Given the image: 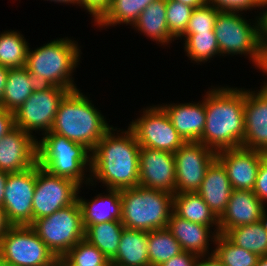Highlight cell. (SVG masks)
<instances>
[{
	"label": "cell",
	"instance_id": "obj_1",
	"mask_svg": "<svg viewBox=\"0 0 267 266\" xmlns=\"http://www.w3.org/2000/svg\"><path fill=\"white\" fill-rule=\"evenodd\" d=\"M139 150L140 145L129 127L121 130L112 126L91 152L88 185L99 181L107 189L118 190L138 186Z\"/></svg>",
	"mask_w": 267,
	"mask_h": 266
},
{
	"label": "cell",
	"instance_id": "obj_2",
	"mask_svg": "<svg viewBox=\"0 0 267 266\" xmlns=\"http://www.w3.org/2000/svg\"><path fill=\"white\" fill-rule=\"evenodd\" d=\"M202 97L206 124L199 142L216 153L244 142L245 88L213 87Z\"/></svg>",
	"mask_w": 267,
	"mask_h": 266
},
{
	"label": "cell",
	"instance_id": "obj_3",
	"mask_svg": "<svg viewBox=\"0 0 267 266\" xmlns=\"http://www.w3.org/2000/svg\"><path fill=\"white\" fill-rule=\"evenodd\" d=\"M89 99L80 89L69 91L59 104L50 132L81 144L92 152L112 125Z\"/></svg>",
	"mask_w": 267,
	"mask_h": 266
},
{
	"label": "cell",
	"instance_id": "obj_4",
	"mask_svg": "<svg viewBox=\"0 0 267 266\" xmlns=\"http://www.w3.org/2000/svg\"><path fill=\"white\" fill-rule=\"evenodd\" d=\"M80 48L78 42L68 37L56 38L35 50L28 48L25 68L39 85L76 90L72 76L80 63Z\"/></svg>",
	"mask_w": 267,
	"mask_h": 266
},
{
	"label": "cell",
	"instance_id": "obj_5",
	"mask_svg": "<svg viewBox=\"0 0 267 266\" xmlns=\"http://www.w3.org/2000/svg\"><path fill=\"white\" fill-rule=\"evenodd\" d=\"M37 148L38 164L50 174L73 180L80 187L90 183L85 173L91 171V152L83 145L48 132L37 140Z\"/></svg>",
	"mask_w": 267,
	"mask_h": 266
},
{
	"label": "cell",
	"instance_id": "obj_6",
	"mask_svg": "<svg viewBox=\"0 0 267 266\" xmlns=\"http://www.w3.org/2000/svg\"><path fill=\"white\" fill-rule=\"evenodd\" d=\"M121 223L127 229L153 231L166 228L173 213V195L141 186L121 189Z\"/></svg>",
	"mask_w": 267,
	"mask_h": 266
},
{
	"label": "cell",
	"instance_id": "obj_7",
	"mask_svg": "<svg viewBox=\"0 0 267 266\" xmlns=\"http://www.w3.org/2000/svg\"><path fill=\"white\" fill-rule=\"evenodd\" d=\"M242 14L220 11L217 15L214 32L220 55L224 57L238 54L248 56L253 66L261 70L264 55L259 41V19L255 17V20L251 22Z\"/></svg>",
	"mask_w": 267,
	"mask_h": 266
},
{
	"label": "cell",
	"instance_id": "obj_8",
	"mask_svg": "<svg viewBox=\"0 0 267 266\" xmlns=\"http://www.w3.org/2000/svg\"><path fill=\"white\" fill-rule=\"evenodd\" d=\"M56 257L64 256L84 239L82 211L78 200L30 225Z\"/></svg>",
	"mask_w": 267,
	"mask_h": 266
},
{
	"label": "cell",
	"instance_id": "obj_9",
	"mask_svg": "<svg viewBox=\"0 0 267 266\" xmlns=\"http://www.w3.org/2000/svg\"><path fill=\"white\" fill-rule=\"evenodd\" d=\"M69 92L56 85H39L14 112L15 127L32 135L50 132L62 98Z\"/></svg>",
	"mask_w": 267,
	"mask_h": 266
},
{
	"label": "cell",
	"instance_id": "obj_10",
	"mask_svg": "<svg viewBox=\"0 0 267 266\" xmlns=\"http://www.w3.org/2000/svg\"><path fill=\"white\" fill-rule=\"evenodd\" d=\"M0 255L13 266H46L57 258L30 225L12 226L0 239Z\"/></svg>",
	"mask_w": 267,
	"mask_h": 266
},
{
	"label": "cell",
	"instance_id": "obj_11",
	"mask_svg": "<svg viewBox=\"0 0 267 266\" xmlns=\"http://www.w3.org/2000/svg\"><path fill=\"white\" fill-rule=\"evenodd\" d=\"M141 113L128 126L140 146L174 153L185 143L159 104L144 108Z\"/></svg>",
	"mask_w": 267,
	"mask_h": 266
},
{
	"label": "cell",
	"instance_id": "obj_12",
	"mask_svg": "<svg viewBox=\"0 0 267 266\" xmlns=\"http://www.w3.org/2000/svg\"><path fill=\"white\" fill-rule=\"evenodd\" d=\"M80 188L73 180L52 175L37 163L32 200L33 222L73 204L81 192Z\"/></svg>",
	"mask_w": 267,
	"mask_h": 266
},
{
	"label": "cell",
	"instance_id": "obj_13",
	"mask_svg": "<svg viewBox=\"0 0 267 266\" xmlns=\"http://www.w3.org/2000/svg\"><path fill=\"white\" fill-rule=\"evenodd\" d=\"M217 153L201 142H185L174 152L176 193H194L200 188L206 171Z\"/></svg>",
	"mask_w": 267,
	"mask_h": 266
},
{
	"label": "cell",
	"instance_id": "obj_14",
	"mask_svg": "<svg viewBox=\"0 0 267 266\" xmlns=\"http://www.w3.org/2000/svg\"><path fill=\"white\" fill-rule=\"evenodd\" d=\"M35 184L36 165L22 172L8 173L2 208L13 226L33 223Z\"/></svg>",
	"mask_w": 267,
	"mask_h": 266
},
{
	"label": "cell",
	"instance_id": "obj_15",
	"mask_svg": "<svg viewBox=\"0 0 267 266\" xmlns=\"http://www.w3.org/2000/svg\"><path fill=\"white\" fill-rule=\"evenodd\" d=\"M139 186L175 194L174 153L140 146Z\"/></svg>",
	"mask_w": 267,
	"mask_h": 266
},
{
	"label": "cell",
	"instance_id": "obj_16",
	"mask_svg": "<svg viewBox=\"0 0 267 266\" xmlns=\"http://www.w3.org/2000/svg\"><path fill=\"white\" fill-rule=\"evenodd\" d=\"M264 153L241 146L217 152L216 159L224 166L233 190L253 191Z\"/></svg>",
	"mask_w": 267,
	"mask_h": 266
},
{
	"label": "cell",
	"instance_id": "obj_17",
	"mask_svg": "<svg viewBox=\"0 0 267 266\" xmlns=\"http://www.w3.org/2000/svg\"><path fill=\"white\" fill-rule=\"evenodd\" d=\"M36 136L19 128H13L0 140V170L17 173L38 163Z\"/></svg>",
	"mask_w": 267,
	"mask_h": 266
},
{
	"label": "cell",
	"instance_id": "obj_18",
	"mask_svg": "<svg viewBox=\"0 0 267 266\" xmlns=\"http://www.w3.org/2000/svg\"><path fill=\"white\" fill-rule=\"evenodd\" d=\"M242 147L267 153V88H245L244 142Z\"/></svg>",
	"mask_w": 267,
	"mask_h": 266
},
{
	"label": "cell",
	"instance_id": "obj_19",
	"mask_svg": "<svg viewBox=\"0 0 267 266\" xmlns=\"http://www.w3.org/2000/svg\"><path fill=\"white\" fill-rule=\"evenodd\" d=\"M265 206L252 190H233L219 218V233L226 234L232 228L259 222Z\"/></svg>",
	"mask_w": 267,
	"mask_h": 266
},
{
	"label": "cell",
	"instance_id": "obj_20",
	"mask_svg": "<svg viewBox=\"0 0 267 266\" xmlns=\"http://www.w3.org/2000/svg\"><path fill=\"white\" fill-rule=\"evenodd\" d=\"M160 106L185 142L200 141L206 124L204 99L197 103H163Z\"/></svg>",
	"mask_w": 267,
	"mask_h": 266
},
{
	"label": "cell",
	"instance_id": "obj_21",
	"mask_svg": "<svg viewBox=\"0 0 267 266\" xmlns=\"http://www.w3.org/2000/svg\"><path fill=\"white\" fill-rule=\"evenodd\" d=\"M179 242L183 251L195 253L199 256L212 254L209 245L215 242L217 234L209 226L193 223L177 216L174 212L166 227ZM212 234V235H211Z\"/></svg>",
	"mask_w": 267,
	"mask_h": 266
},
{
	"label": "cell",
	"instance_id": "obj_22",
	"mask_svg": "<svg viewBox=\"0 0 267 266\" xmlns=\"http://www.w3.org/2000/svg\"><path fill=\"white\" fill-rule=\"evenodd\" d=\"M233 191L224 166L215 159L206 171L205 177L197 193L220 218L227 208Z\"/></svg>",
	"mask_w": 267,
	"mask_h": 266
},
{
	"label": "cell",
	"instance_id": "obj_23",
	"mask_svg": "<svg viewBox=\"0 0 267 266\" xmlns=\"http://www.w3.org/2000/svg\"><path fill=\"white\" fill-rule=\"evenodd\" d=\"M107 194L96 195L91 200L77 195L78 203L82 211V223L84 230L89 225L109 221H121L122 201L121 192L118 189H105Z\"/></svg>",
	"mask_w": 267,
	"mask_h": 266
},
{
	"label": "cell",
	"instance_id": "obj_24",
	"mask_svg": "<svg viewBox=\"0 0 267 266\" xmlns=\"http://www.w3.org/2000/svg\"><path fill=\"white\" fill-rule=\"evenodd\" d=\"M166 0H157L149 4L132 26L134 30L144 33L156 44L170 45L174 37L170 34L166 21Z\"/></svg>",
	"mask_w": 267,
	"mask_h": 266
},
{
	"label": "cell",
	"instance_id": "obj_25",
	"mask_svg": "<svg viewBox=\"0 0 267 266\" xmlns=\"http://www.w3.org/2000/svg\"><path fill=\"white\" fill-rule=\"evenodd\" d=\"M148 232L124 228L116 256L110 261L120 266H149Z\"/></svg>",
	"mask_w": 267,
	"mask_h": 266
},
{
	"label": "cell",
	"instance_id": "obj_26",
	"mask_svg": "<svg viewBox=\"0 0 267 266\" xmlns=\"http://www.w3.org/2000/svg\"><path fill=\"white\" fill-rule=\"evenodd\" d=\"M173 212L193 223L215 227L214 232L219 234V218L197 193H176L173 195Z\"/></svg>",
	"mask_w": 267,
	"mask_h": 266
},
{
	"label": "cell",
	"instance_id": "obj_27",
	"mask_svg": "<svg viewBox=\"0 0 267 266\" xmlns=\"http://www.w3.org/2000/svg\"><path fill=\"white\" fill-rule=\"evenodd\" d=\"M38 86L25 67L9 69L0 107L15 112Z\"/></svg>",
	"mask_w": 267,
	"mask_h": 266
},
{
	"label": "cell",
	"instance_id": "obj_28",
	"mask_svg": "<svg viewBox=\"0 0 267 266\" xmlns=\"http://www.w3.org/2000/svg\"><path fill=\"white\" fill-rule=\"evenodd\" d=\"M124 228L121 221L89 225L84 230V239L96 246L111 261L117 254Z\"/></svg>",
	"mask_w": 267,
	"mask_h": 266
},
{
	"label": "cell",
	"instance_id": "obj_29",
	"mask_svg": "<svg viewBox=\"0 0 267 266\" xmlns=\"http://www.w3.org/2000/svg\"><path fill=\"white\" fill-rule=\"evenodd\" d=\"M154 1L157 0H111L108 9L94 24L100 29L119 24L133 26L142 11Z\"/></svg>",
	"mask_w": 267,
	"mask_h": 266
},
{
	"label": "cell",
	"instance_id": "obj_30",
	"mask_svg": "<svg viewBox=\"0 0 267 266\" xmlns=\"http://www.w3.org/2000/svg\"><path fill=\"white\" fill-rule=\"evenodd\" d=\"M147 242L149 266H159L183 251L167 228L149 231Z\"/></svg>",
	"mask_w": 267,
	"mask_h": 266
},
{
	"label": "cell",
	"instance_id": "obj_31",
	"mask_svg": "<svg viewBox=\"0 0 267 266\" xmlns=\"http://www.w3.org/2000/svg\"><path fill=\"white\" fill-rule=\"evenodd\" d=\"M28 44L18 31L0 33V65L9 69L25 67Z\"/></svg>",
	"mask_w": 267,
	"mask_h": 266
},
{
	"label": "cell",
	"instance_id": "obj_32",
	"mask_svg": "<svg viewBox=\"0 0 267 266\" xmlns=\"http://www.w3.org/2000/svg\"><path fill=\"white\" fill-rule=\"evenodd\" d=\"M225 235L235 245L259 257L267 255V232L260 221L232 228Z\"/></svg>",
	"mask_w": 267,
	"mask_h": 266
},
{
	"label": "cell",
	"instance_id": "obj_33",
	"mask_svg": "<svg viewBox=\"0 0 267 266\" xmlns=\"http://www.w3.org/2000/svg\"><path fill=\"white\" fill-rule=\"evenodd\" d=\"M185 42L183 45L186 56L193 63H206L211 58L220 55L219 46L215 32H199L196 34H183L181 36ZM206 61V62H205Z\"/></svg>",
	"mask_w": 267,
	"mask_h": 266
},
{
	"label": "cell",
	"instance_id": "obj_34",
	"mask_svg": "<svg viewBox=\"0 0 267 266\" xmlns=\"http://www.w3.org/2000/svg\"><path fill=\"white\" fill-rule=\"evenodd\" d=\"M214 240V253L224 266H256L259 256L235 245L225 234Z\"/></svg>",
	"mask_w": 267,
	"mask_h": 266
},
{
	"label": "cell",
	"instance_id": "obj_35",
	"mask_svg": "<svg viewBox=\"0 0 267 266\" xmlns=\"http://www.w3.org/2000/svg\"><path fill=\"white\" fill-rule=\"evenodd\" d=\"M63 266L109 265L107 257L86 239L79 241L64 256Z\"/></svg>",
	"mask_w": 267,
	"mask_h": 266
},
{
	"label": "cell",
	"instance_id": "obj_36",
	"mask_svg": "<svg viewBox=\"0 0 267 266\" xmlns=\"http://www.w3.org/2000/svg\"><path fill=\"white\" fill-rule=\"evenodd\" d=\"M195 8L175 0H166V21L170 34L178 40L185 33ZM178 38V39H177Z\"/></svg>",
	"mask_w": 267,
	"mask_h": 266
},
{
	"label": "cell",
	"instance_id": "obj_37",
	"mask_svg": "<svg viewBox=\"0 0 267 266\" xmlns=\"http://www.w3.org/2000/svg\"><path fill=\"white\" fill-rule=\"evenodd\" d=\"M213 5L208 3L195 8L188 21L184 34H196L199 32H214V26L219 14Z\"/></svg>",
	"mask_w": 267,
	"mask_h": 266
},
{
	"label": "cell",
	"instance_id": "obj_38",
	"mask_svg": "<svg viewBox=\"0 0 267 266\" xmlns=\"http://www.w3.org/2000/svg\"><path fill=\"white\" fill-rule=\"evenodd\" d=\"M207 3L224 12L244 13L242 11L261 9V5L256 0H207Z\"/></svg>",
	"mask_w": 267,
	"mask_h": 266
},
{
	"label": "cell",
	"instance_id": "obj_39",
	"mask_svg": "<svg viewBox=\"0 0 267 266\" xmlns=\"http://www.w3.org/2000/svg\"><path fill=\"white\" fill-rule=\"evenodd\" d=\"M253 192L264 204L267 202V153L262 156Z\"/></svg>",
	"mask_w": 267,
	"mask_h": 266
},
{
	"label": "cell",
	"instance_id": "obj_40",
	"mask_svg": "<svg viewBox=\"0 0 267 266\" xmlns=\"http://www.w3.org/2000/svg\"><path fill=\"white\" fill-rule=\"evenodd\" d=\"M111 0H77V5L86 9L94 23L105 13Z\"/></svg>",
	"mask_w": 267,
	"mask_h": 266
},
{
	"label": "cell",
	"instance_id": "obj_41",
	"mask_svg": "<svg viewBox=\"0 0 267 266\" xmlns=\"http://www.w3.org/2000/svg\"><path fill=\"white\" fill-rule=\"evenodd\" d=\"M198 258L199 255L195 253L182 251L159 266H195Z\"/></svg>",
	"mask_w": 267,
	"mask_h": 266
},
{
	"label": "cell",
	"instance_id": "obj_42",
	"mask_svg": "<svg viewBox=\"0 0 267 266\" xmlns=\"http://www.w3.org/2000/svg\"><path fill=\"white\" fill-rule=\"evenodd\" d=\"M261 9L262 11L257 16L259 19V41L262 53L265 56L267 55V4L261 5Z\"/></svg>",
	"mask_w": 267,
	"mask_h": 266
},
{
	"label": "cell",
	"instance_id": "obj_43",
	"mask_svg": "<svg viewBox=\"0 0 267 266\" xmlns=\"http://www.w3.org/2000/svg\"><path fill=\"white\" fill-rule=\"evenodd\" d=\"M15 128L14 112L0 107V140Z\"/></svg>",
	"mask_w": 267,
	"mask_h": 266
},
{
	"label": "cell",
	"instance_id": "obj_44",
	"mask_svg": "<svg viewBox=\"0 0 267 266\" xmlns=\"http://www.w3.org/2000/svg\"><path fill=\"white\" fill-rule=\"evenodd\" d=\"M195 266H224V265L213 252L212 254L199 256Z\"/></svg>",
	"mask_w": 267,
	"mask_h": 266
},
{
	"label": "cell",
	"instance_id": "obj_45",
	"mask_svg": "<svg viewBox=\"0 0 267 266\" xmlns=\"http://www.w3.org/2000/svg\"><path fill=\"white\" fill-rule=\"evenodd\" d=\"M13 225L9 222L6 212L0 207V239L8 232Z\"/></svg>",
	"mask_w": 267,
	"mask_h": 266
},
{
	"label": "cell",
	"instance_id": "obj_46",
	"mask_svg": "<svg viewBox=\"0 0 267 266\" xmlns=\"http://www.w3.org/2000/svg\"><path fill=\"white\" fill-rule=\"evenodd\" d=\"M9 68L0 65V103L4 94Z\"/></svg>",
	"mask_w": 267,
	"mask_h": 266
},
{
	"label": "cell",
	"instance_id": "obj_47",
	"mask_svg": "<svg viewBox=\"0 0 267 266\" xmlns=\"http://www.w3.org/2000/svg\"><path fill=\"white\" fill-rule=\"evenodd\" d=\"M7 178H8V173L0 170V207L3 206Z\"/></svg>",
	"mask_w": 267,
	"mask_h": 266
},
{
	"label": "cell",
	"instance_id": "obj_48",
	"mask_svg": "<svg viewBox=\"0 0 267 266\" xmlns=\"http://www.w3.org/2000/svg\"><path fill=\"white\" fill-rule=\"evenodd\" d=\"M183 4L189 5L193 8H198L207 3V0H175Z\"/></svg>",
	"mask_w": 267,
	"mask_h": 266
},
{
	"label": "cell",
	"instance_id": "obj_49",
	"mask_svg": "<svg viewBox=\"0 0 267 266\" xmlns=\"http://www.w3.org/2000/svg\"><path fill=\"white\" fill-rule=\"evenodd\" d=\"M266 211L267 209L263 210L260 222L262 223L264 230L267 232V212Z\"/></svg>",
	"mask_w": 267,
	"mask_h": 266
},
{
	"label": "cell",
	"instance_id": "obj_50",
	"mask_svg": "<svg viewBox=\"0 0 267 266\" xmlns=\"http://www.w3.org/2000/svg\"><path fill=\"white\" fill-rule=\"evenodd\" d=\"M261 70L263 73H265V75H267V55L264 56V61ZM262 84L267 88L266 81H264Z\"/></svg>",
	"mask_w": 267,
	"mask_h": 266
},
{
	"label": "cell",
	"instance_id": "obj_51",
	"mask_svg": "<svg viewBox=\"0 0 267 266\" xmlns=\"http://www.w3.org/2000/svg\"><path fill=\"white\" fill-rule=\"evenodd\" d=\"M47 1H48V0H47ZM49 1H51V2H55V3L58 2V3H61V4L64 3V5H65V3L68 4V5H70V4H72V5H73V4H74V5L76 4V5H77V0H49Z\"/></svg>",
	"mask_w": 267,
	"mask_h": 266
},
{
	"label": "cell",
	"instance_id": "obj_52",
	"mask_svg": "<svg viewBox=\"0 0 267 266\" xmlns=\"http://www.w3.org/2000/svg\"><path fill=\"white\" fill-rule=\"evenodd\" d=\"M256 266H267V255L265 256H260Z\"/></svg>",
	"mask_w": 267,
	"mask_h": 266
},
{
	"label": "cell",
	"instance_id": "obj_53",
	"mask_svg": "<svg viewBox=\"0 0 267 266\" xmlns=\"http://www.w3.org/2000/svg\"><path fill=\"white\" fill-rule=\"evenodd\" d=\"M46 266H63L61 257H57L54 261H52L50 264Z\"/></svg>",
	"mask_w": 267,
	"mask_h": 266
},
{
	"label": "cell",
	"instance_id": "obj_54",
	"mask_svg": "<svg viewBox=\"0 0 267 266\" xmlns=\"http://www.w3.org/2000/svg\"><path fill=\"white\" fill-rule=\"evenodd\" d=\"M0 266H13V265L2 260L0 262Z\"/></svg>",
	"mask_w": 267,
	"mask_h": 266
},
{
	"label": "cell",
	"instance_id": "obj_55",
	"mask_svg": "<svg viewBox=\"0 0 267 266\" xmlns=\"http://www.w3.org/2000/svg\"><path fill=\"white\" fill-rule=\"evenodd\" d=\"M260 5L267 4V0H256Z\"/></svg>",
	"mask_w": 267,
	"mask_h": 266
},
{
	"label": "cell",
	"instance_id": "obj_56",
	"mask_svg": "<svg viewBox=\"0 0 267 266\" xmlns=\"http://www.w3.org/2000/svg\"><path fill=\"white\" fill-rule=\"evenodd\" d=\"M82 266H109V265H82Z\"/></svg>",
	"mask_w": 267,
	"mask_h": 266
},
{
	"label": "cell",
	"instance_id": "obj_57",
	"mask_svg": "<svg viewBox=\"0 0 267 266\" xmlns=\"http://www.w3.org/2000/svg\"><path fill=\"white\" fill-rule=\"evenodd\" d=\"M109 266H120V265H113V264L110 263Z\"/></svg>",
	"mask_w": 267,
	"mask_h": 266
}]
</instances>
